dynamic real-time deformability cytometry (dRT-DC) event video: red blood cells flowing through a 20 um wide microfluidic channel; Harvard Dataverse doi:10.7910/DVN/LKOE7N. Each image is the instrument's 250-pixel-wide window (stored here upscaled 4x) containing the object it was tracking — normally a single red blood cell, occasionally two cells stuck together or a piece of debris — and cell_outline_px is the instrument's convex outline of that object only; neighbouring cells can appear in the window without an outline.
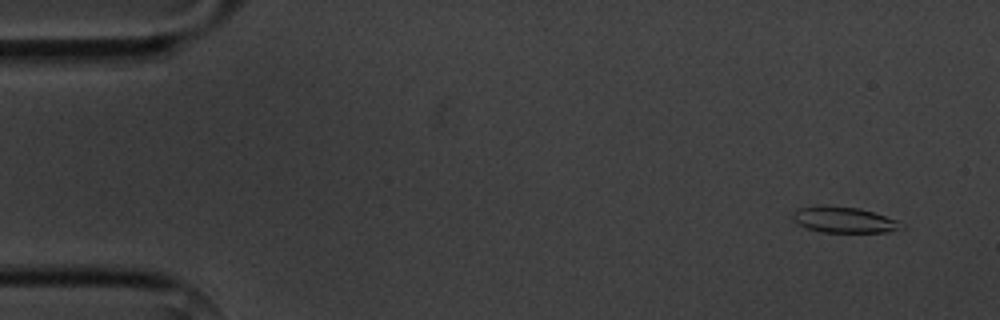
{"species": "common noctule bat (a hibernating species)", "species_latin": "Nyctalus noctula", "temperature_condition": "cold", "stored_images_in_passage": 4, "camera_frame_rate_fps": 3000, "um_per_image_px": 0.085, "animal": {"sex": "male", "body_mass_g": 20.1, "forearm_length_mm": 53.5}, "frame": {"image": 1, "passage_image": 1, "time_ms": 0.0, "image_size_px": [1000, 320], "cell_outline_px": [[904, 228], [888, 232], [820, 232], [796, 224], [792, 220], [792, 212], [796, 208], [860, 208], [896, 220], [904, 224]], "centroid_in_image_um": [71.75, 18.73], "position_along_channel_um": 13.2, "area_um2": 15.78}}